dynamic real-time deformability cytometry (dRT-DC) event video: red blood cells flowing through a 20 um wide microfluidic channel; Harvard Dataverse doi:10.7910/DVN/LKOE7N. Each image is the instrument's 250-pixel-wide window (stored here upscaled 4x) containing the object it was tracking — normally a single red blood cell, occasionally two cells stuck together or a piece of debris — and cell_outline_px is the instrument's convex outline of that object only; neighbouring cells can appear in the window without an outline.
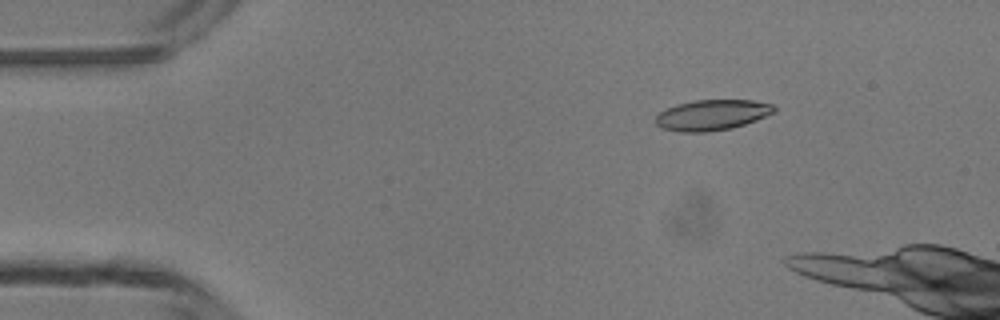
{"species": "common noctule bat (a hibernating species)", "species_latin": "Nyctalus noctula", "temperature_condition": "room temperature", "stored_images_in_passage": 3, "camera_frame_rate_fps": 3000, "um_per_image_px": 0.085, "animal": {"sex": "male", "body_mass_g": 13.3}, "frame": {"image": 1, "passage_image": 3, "time_ms": 2.333, "image_size_px": [1000, 320], "cell_outline_px": [[776, 112], [756, 120], [732, 128], [708, 132], [680, 132], [660, 128], [656, 124], [656, 116], [660, 112], [676, 104], [692, 100], [752, 100], [772, 104], [776, 108]], "centroid_in_image_um": [60.52, 9.77], "position_along_channel_um": 24.5, "area_um2": 21.21}}